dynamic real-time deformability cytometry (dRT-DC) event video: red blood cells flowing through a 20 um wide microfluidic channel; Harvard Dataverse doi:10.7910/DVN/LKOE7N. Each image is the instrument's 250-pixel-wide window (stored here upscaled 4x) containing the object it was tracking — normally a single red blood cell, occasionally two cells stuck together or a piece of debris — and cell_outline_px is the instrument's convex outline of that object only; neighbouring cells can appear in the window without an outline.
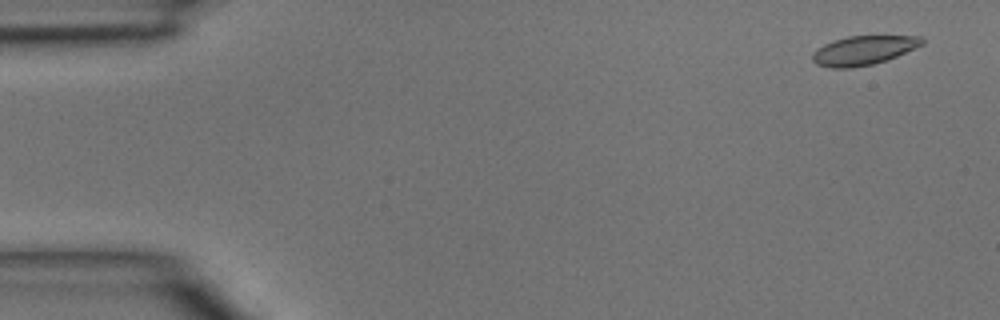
{"species": "common noctule bat (a hibernating species)", "species_latin": "Nyctalus noctula", "temperature_condition": "room temperature", "stored_images_in_passage": 4, "camera_frame_rate_fps": 3000, "um_per_image_px": 0.085, "animal": {"sex": "male", "body_mass_g": 15.6}, "frame": {"image": 1, "passage_image": 1, "time_ms": 0.0, "image_size_px": [1000, 320], "cell_outline_px": [[924, 44], [896, 56], [872, 64], [852, 68], [832, 68], [816, 64], [812, 60], [812, 52], [816, 48], [824, 44], [848, 36], [920, 36], [924, 40]], "centroid_in_image_um": [73.36, 4.28], "position_along_channel_um": 11.6, "area_um2": 18.44}}
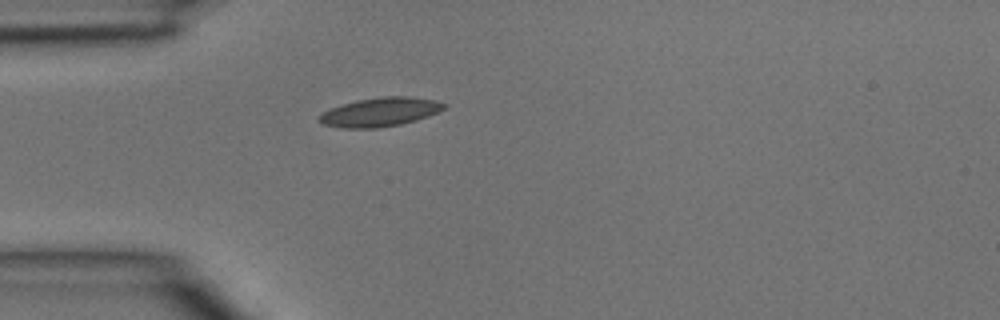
{"frame": {"image": 2, "passage_image": 4, "time_ms": 1.0, "image_size_px": [1000, 320], "cell_outline_px": [[448, 104], [444, 108], [428, 116], [416, 120], [400, 124], [376, 128], [340, 128], [324, 124], [316, 120], [316, 116], [320, 112], [356, 100], [384, 96], [412, 96], [436, 100]], "centroid_in_image_um": [32.27, 9.52], "position_along_channel_um": 52.7, "area_um2": 21.15}}